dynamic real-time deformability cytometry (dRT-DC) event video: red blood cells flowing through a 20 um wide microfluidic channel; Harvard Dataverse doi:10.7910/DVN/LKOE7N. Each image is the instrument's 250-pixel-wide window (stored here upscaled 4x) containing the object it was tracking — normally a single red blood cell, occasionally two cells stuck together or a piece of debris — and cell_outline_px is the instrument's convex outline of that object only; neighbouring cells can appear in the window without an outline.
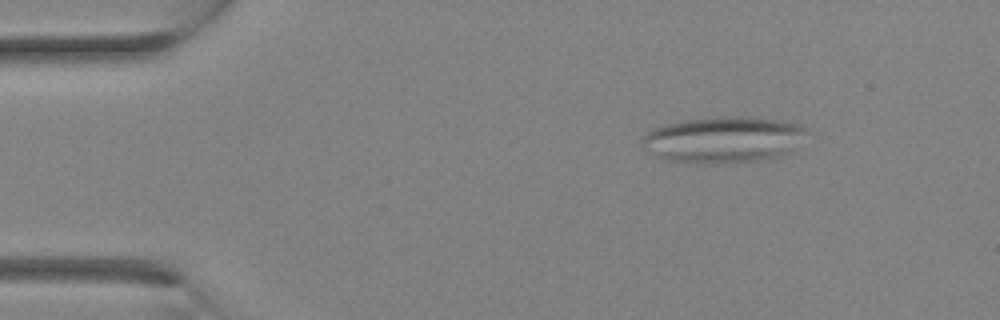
{"species": "Egyptian fruit bat (a non-hibernating species)", "species_latin": "Rousettus aegyptiacus", "temperature_condition": "room temperature", "stored_images_in_passage": 11, "camera_frame_rate_fps": 3000, "um_per_image_px": 0.085, "animal": {"sex": "female"}, "frame": {"image": 1, "passage_image": 1, "time_ms": 0.0, "image_size_px": [1000, 320], "cell_outline_px": [[808, 128], [796, 148], [792, 152], [780, 156], [736, 164], [700, 164], [668, 160], [644, 148], [644, 136], [652, 128], [664, 124], [684, 120], [716, 116], [748, 116], [784, 120], [804, 124]], "centroid_in_image_um": [61.58, 11.86], "position_along_channel_um": 23.4, "area_um2": 45.08}}
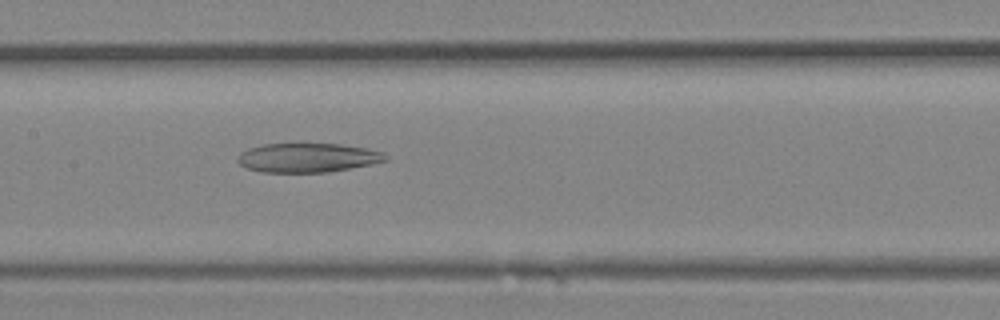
{"frame": {"image": 2, "passage_image": 11, "time_ms": 3.333, "image_size_px": [1000, 320], "cell_outline_px": [[388, 160], [372, 164], [328, 172], [260, 172], [248, 168], [240, 164], [236, 160], [236, 156], [240, 152], [248, 148], [264, 144], [296, 140], [340, 144], [364, 148], [380, 152], [388, 156]], "centroid_in_image_um": [26.08, 13.35], "position_along_channel_um": 181.3, "area_um2": 26.13}}